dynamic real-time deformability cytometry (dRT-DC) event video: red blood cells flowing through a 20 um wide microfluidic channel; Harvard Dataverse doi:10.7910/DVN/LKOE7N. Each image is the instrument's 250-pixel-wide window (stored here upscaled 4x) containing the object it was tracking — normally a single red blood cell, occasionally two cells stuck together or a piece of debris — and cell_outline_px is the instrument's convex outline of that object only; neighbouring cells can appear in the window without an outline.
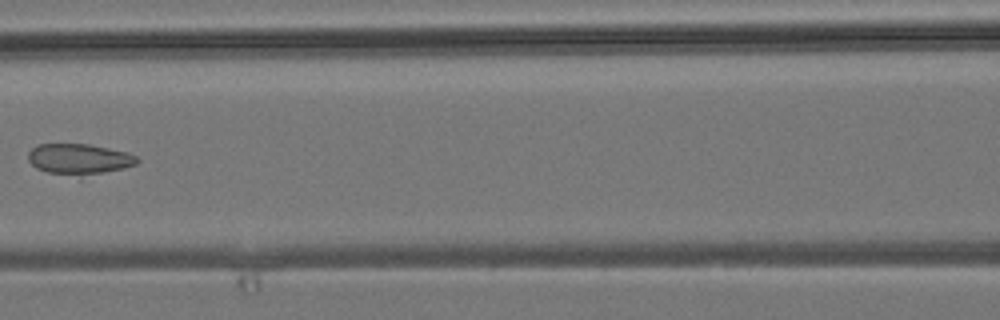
{"species": "common noctule bat (a hibernating species)", "species_latin": "Nyctalus noctula", "temperature_condition": "room temperature", "stored_images_in_passage": 6, "camera_frame_rate_fps": 3000, "um_per_image_px": 0.085, "animal": {"sex": "male", "body_mass_g": 19.2, "forearm_length_mm": 51.8}, "frame": {"image": 1, "passage_image": 6, "time_ms": 6.667, "image_size_px": [1000, 320], "cell_outline_px": [[140, 160], [136, 164], [124, 168], [104, 172], [48, 172], [36, 168], [28, 160], [28, 152], [36, 144], [88, 144], [128, 152], [136, 156]], "centroid_in_image_um": [6.73, 13.45], "position_along_channel_um": 159.9, "area_um2": 18.55}}